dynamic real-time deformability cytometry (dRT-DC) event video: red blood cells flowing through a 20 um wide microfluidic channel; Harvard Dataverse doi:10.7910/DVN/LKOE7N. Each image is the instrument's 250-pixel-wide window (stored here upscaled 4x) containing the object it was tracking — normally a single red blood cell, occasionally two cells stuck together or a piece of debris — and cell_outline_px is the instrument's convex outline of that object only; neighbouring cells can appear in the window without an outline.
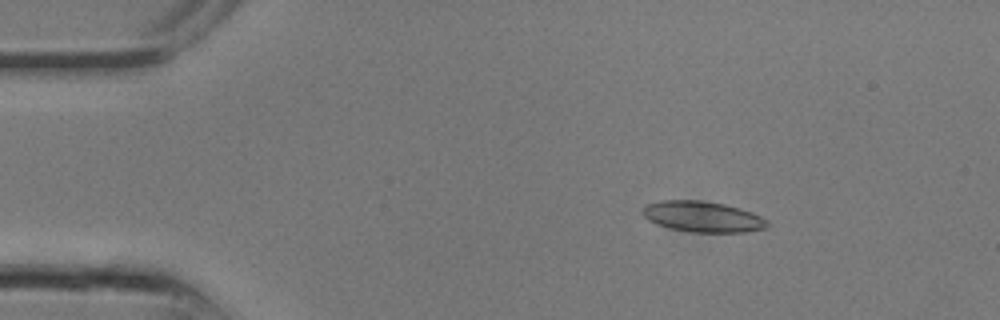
{"species": "common noctule bat (a hibernating species)", "species_latin": "Nyctalus noctula", "temperature_condition": "room temperature", "stored_images_in_passage": 17, "camera_frame_rate_fps": 3000, "um_per_image_px": 0.085, "animal": {"sex": "male", "body_mass_g": 13.3}, "frame": {"image": 1, "passage_image": 4, "time_ms": 1.0, "image_size_px": [1000, 320], "cell_outline_px": [[768, 224], [764, 228], [744, 232], [692, 232], [672, 228], [656, 224], [648, 220], [640, 212], [640, 208], [644, 204], [660, 200], [700, 200], [724, 204], [740, 208], [752, 212], [768, 220]], "centroid_in_image_um": [59.66, 18.4], "position_along_channel_um": 25.3, "area_um2": 22.48}}
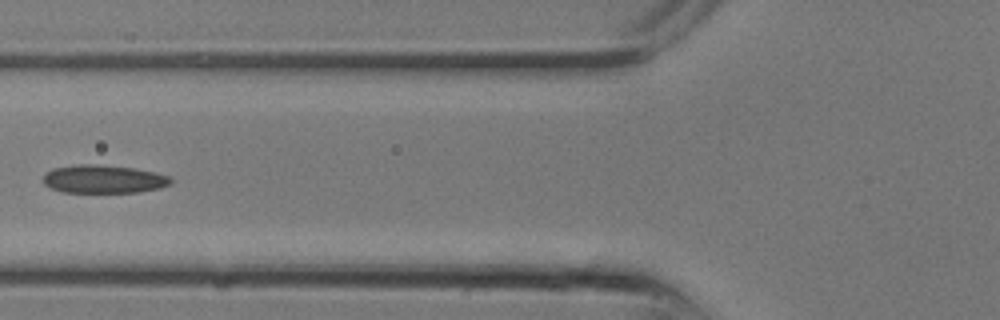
{"frame": {"image": 2, "passage_image": 10, "time_ms": 3.0, "image_size_px": [1000, 320], "cell_outline_px": [[172, 184], [160, 188], [140, 192], [64, 192], [48, 188], [44, 184], [44, 172], [52, 168], [76, 164], [96, 164], [136, 168], [156, 172], [172, 176]], "centroid_in_image_um": [8.82, 15.21], "position_along_channel_um": 117.0, "area_um2": 21.39}}
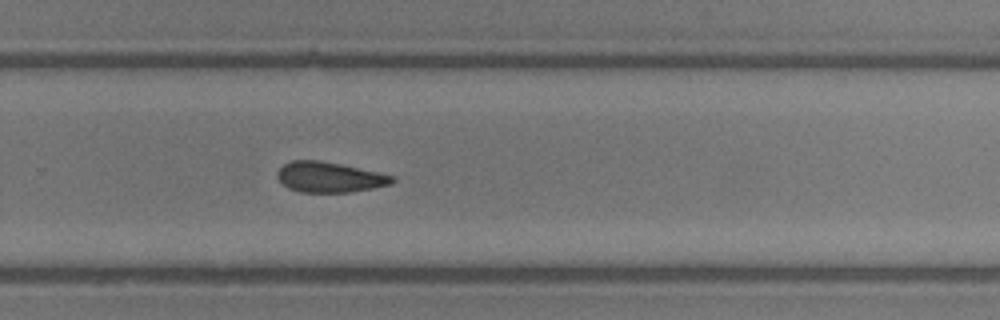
{"frame": {"image": 3, "passage_image": 17, "time_ms": 5.333, "image_size_px": [1000, 320], "cell_outline_px": [[396, 180], [392, 184], [352, 192], [300, 192], [288, 188], [276, 176], [276, 172], [284, 164], [292, 160], [320, 160], [340, 164], [376, 172], [392, 176]], "centroid_in_image_um": [27.98, 15.06], "position_along_channel_um": 301.8, "area_um2": 20.17}}